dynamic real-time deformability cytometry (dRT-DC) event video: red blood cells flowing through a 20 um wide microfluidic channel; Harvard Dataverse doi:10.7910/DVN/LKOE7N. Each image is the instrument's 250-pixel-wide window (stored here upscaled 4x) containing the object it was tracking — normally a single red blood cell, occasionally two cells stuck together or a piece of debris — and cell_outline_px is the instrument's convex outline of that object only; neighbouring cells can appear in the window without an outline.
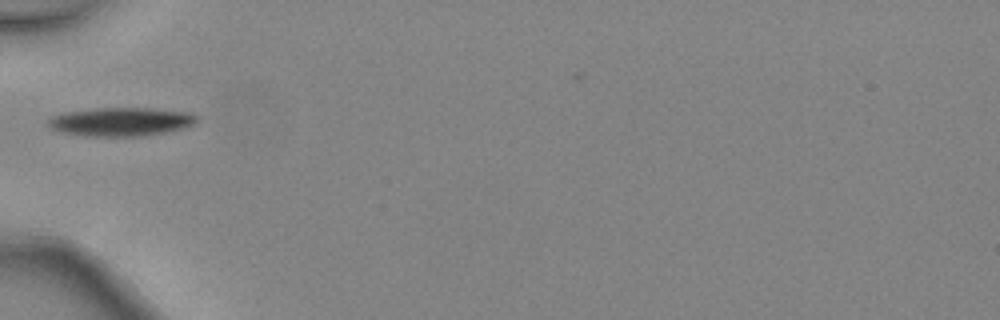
{"species": "common noctule bat (a hibernating species)", "species_latin": "Nyctalus noctula", "temperature_condition": "warm", "stored_images_in_passage": 1, "camera_frame_rate_fps": 3000, "um_per_image_px": 0.085, "animal": {"sex": "female", "body_mass_g": 24.6, "forearm_length_mm": 56.2}, "frame": {"image": 1, "passage_image": 1, "time_ms": 0.0, "image_size_px": [1000, 320], "cell_outline_px": [[200, 120], [196, 124], [188, 128], [144, 136], [84, 136], [60, 132], [48, 128], [44, 124], [44, 120], [48, 116], [64, 112], [92, 108], [152, 108], [192, 112], [200, 116]], "centroid_in_image_um": [10.27, 10.34], "position_along_channel_um": 74.7, "area_um2": 25.84}}